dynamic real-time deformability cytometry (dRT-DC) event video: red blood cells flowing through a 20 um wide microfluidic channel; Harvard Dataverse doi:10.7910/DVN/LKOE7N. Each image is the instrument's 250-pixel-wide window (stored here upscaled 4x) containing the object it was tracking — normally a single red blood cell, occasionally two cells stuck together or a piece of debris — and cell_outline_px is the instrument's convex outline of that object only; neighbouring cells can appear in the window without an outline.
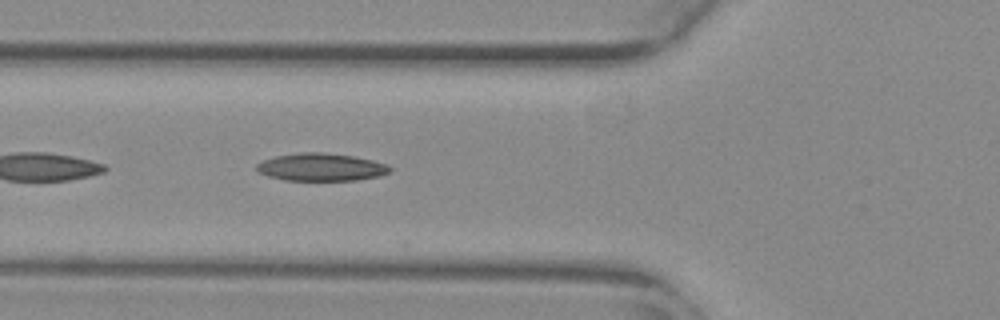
{"species": "common noctule bat (a hibernating species)", "species_latin": "Nyctalus noctula", "temperature_condition": "warm", "stored_images_in_passage": 41, "camera_frame_rate_fps": 3000, "um_per_image_px": 0.085, "animal": {"sex": "female", "body_mass_g": 29.2, "forearm_length_mm": 56.3}, "frame": {"image": 1, "passage_image": 11, "time_ms": 3.333, "image_size_px": [1000, 320], "cell_outline_px": [[392, 172], [380, 176], [356, 180], [284, 180], [268, 176], [256, 172], [256, 164], [264, 160], [276, 156], [300, 152], [324, 152], [352, 156], [372, 160], [388, 164], [392, 168]], "centroid_in_image_um": [27.31, 14.21], "position_along_channel_um": 98.5, "area_um2": 21.62}}
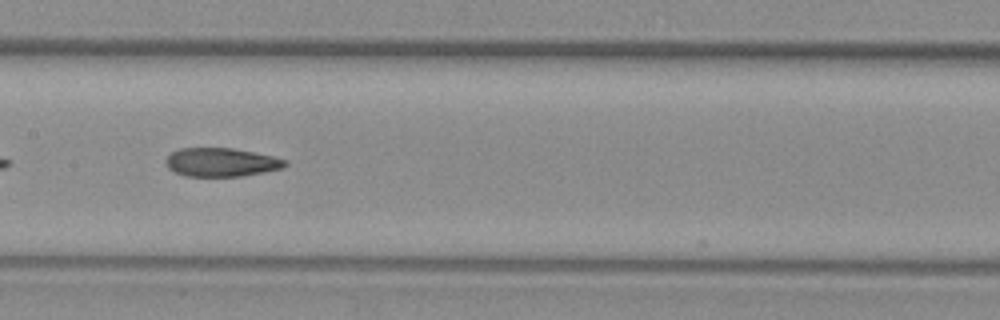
{"frame": {"image": 2, "passage_image": 18, "time_ms": 5.667, "image_size_px": [1000, 320], "cell_outline_px": [[288, 164], [280, 168], [264, 172], [240, 176], [184, 176], [168, 168], [164, 160], [172, 152], [180, 148], [232, 148], [272, 156], [288, 160]], "centroid_in_image_um": [18.78, 13.79], "position_along_channel_um": 188.6, "area_um2": 19.77}}
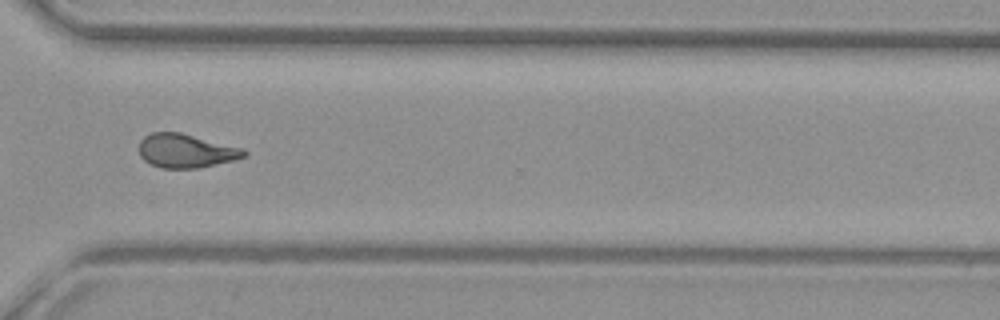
{"frame": {"image": 3, "passage_image": 31, "time_ms": 10.0, "image_size_px": [1000, 320], "cell_outline_px": [[248, 156], [232, 160], [196, 168], [160, 168], [144, 160], [140, 156], [140, 140], [144, 136], [152, 132], [180, 132], [244, 148], [248, 152]], "centroid_in_image_um": [15.82, 12.81], "position_along_channel_um": 354.8, "area_um2": 20.63}}